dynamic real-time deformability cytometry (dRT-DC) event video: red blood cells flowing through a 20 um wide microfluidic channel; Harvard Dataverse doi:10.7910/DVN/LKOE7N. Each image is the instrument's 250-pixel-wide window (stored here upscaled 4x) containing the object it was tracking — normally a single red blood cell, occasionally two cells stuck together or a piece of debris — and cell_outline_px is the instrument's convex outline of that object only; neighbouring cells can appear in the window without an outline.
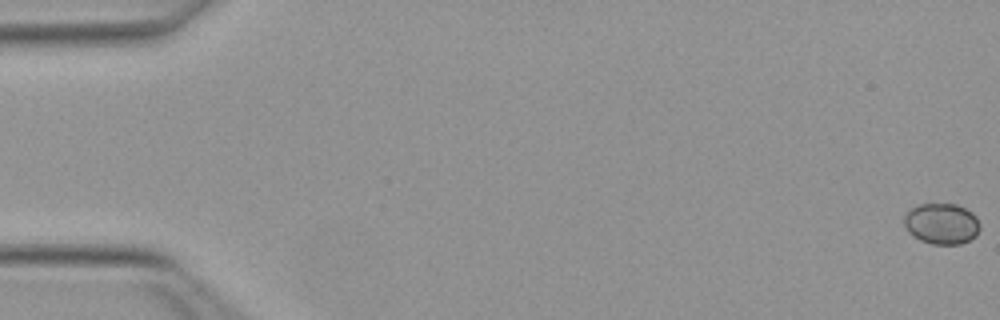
{"species": "Egyptian fruit bat (a non-hibernating species)", "species_latin": "Rousettus aegyptiacus", "temperature_condition": "warm", "stored_images_in_passage": 21, "camera_frame_rate_fps": 3000, "um_per_image_px": 0.085, "animal": {"sex": "female"}, "frame": {"image": 1, "passage_image": 1, "time_ms": 0.0, "image_size_px": [1000, 320], "cell_outline_px": [[980, 228], [976, 236], [960, 244], [932, 244], [920, 240], [912, 236], [908, 232], [904, 224], [904, 216], [912, 208], [920, 204], [956, 204], [972, 212], [976, 216], [980, 224]], "centroid_in_image_um": [80.04, 19.02], "position_along_channel_um": 5.0, "area_um2": 18.09}}
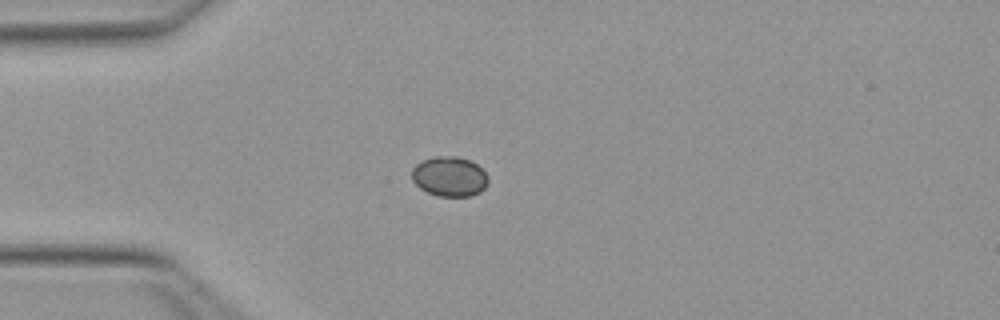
{"frame": {"image": 2, "passage_image": 15, "time_ms": 4.667, "image_size_px": [1000, 320], "cell_outline_px": [[488, 184], [480, 192], [472, 196], [440, 196], [428, 192], [420, 188], [412, 180], [412, 168], [416, 164], [424, 160], [436, 156], [456, 156], [472, 160], [488, 176]], "centroid_in_image_um": [38.22, 15.0], "position_along_channel_um": 46.8, "area_um2": 17.74}}
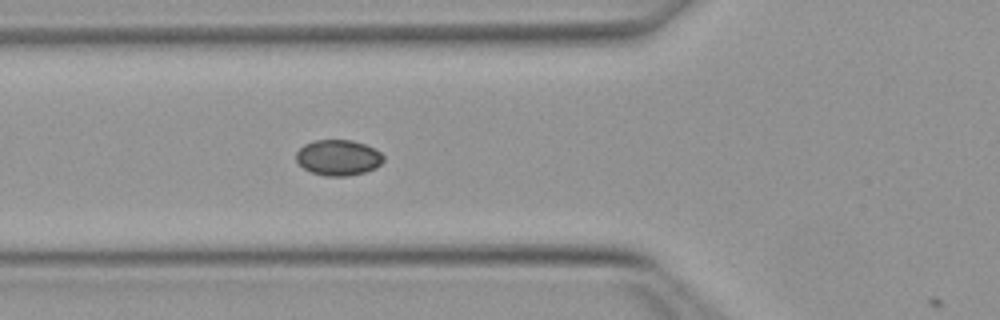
{"frame": {"image": 3, "passage_image": 20, "time_ms": 6.333, "image_size_px": [1000, 320], "cell_outline_px": [[384, 160], [376, 168], [364, 172], [348, 176], [324, 176], [312, 172], [304, 168], [296, 160], [296, 152], [304, 144], [312, 140], [352, 140], [364, 144], [380, 152], [384, 156]], "centroid_in_image_um": [28.74, 13.39], "position_along_channel_um": 97.1, "area_um2": 18.15}}